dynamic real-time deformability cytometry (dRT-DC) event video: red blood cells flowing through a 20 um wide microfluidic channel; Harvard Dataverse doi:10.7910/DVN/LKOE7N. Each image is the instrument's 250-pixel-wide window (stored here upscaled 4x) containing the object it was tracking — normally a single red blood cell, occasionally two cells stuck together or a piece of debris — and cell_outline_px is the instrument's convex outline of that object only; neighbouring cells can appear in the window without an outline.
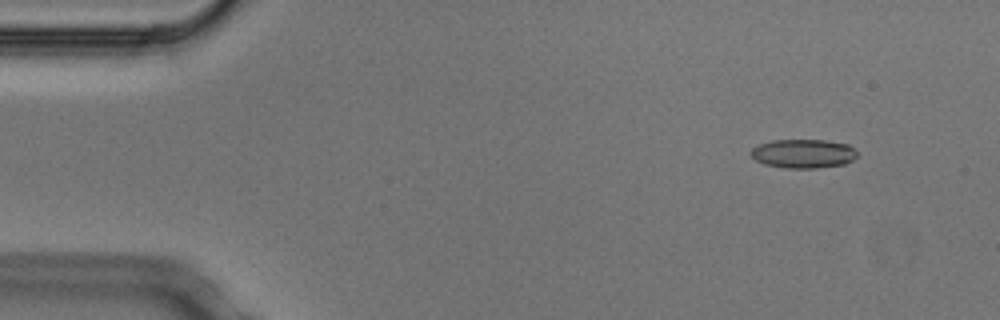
{"species": "Egyptian fruit bat (a non-hibernating species)", "species_latin": "Rousettus aegyptiacus", "temperature_condition": "cold", "stored_images_in_passage": 4, "segment_of_instrument_passage": [2, 2], "camera_frame_rate_fps": 3000, "um_per_image_px": 0.085, "animal": {"sex": "male"}, "frame": {"image": 1, "passage_image": 4, "time_ms": 1.0, "image_size_px": [1000, 320], "cell_outline_px": [[856, 156], [852, 160], [844, 164], [816, 168], [788, 168], [764, 164], [756, 160], [748, 152], [752, 148], [760, 144], [772, 140], [824, 140], [848, 144], [856, 152]], "centroid_in_image_um": [68.25, 13.05], "position_along_channel_um": 16.7, "area_um2": 17.8}}